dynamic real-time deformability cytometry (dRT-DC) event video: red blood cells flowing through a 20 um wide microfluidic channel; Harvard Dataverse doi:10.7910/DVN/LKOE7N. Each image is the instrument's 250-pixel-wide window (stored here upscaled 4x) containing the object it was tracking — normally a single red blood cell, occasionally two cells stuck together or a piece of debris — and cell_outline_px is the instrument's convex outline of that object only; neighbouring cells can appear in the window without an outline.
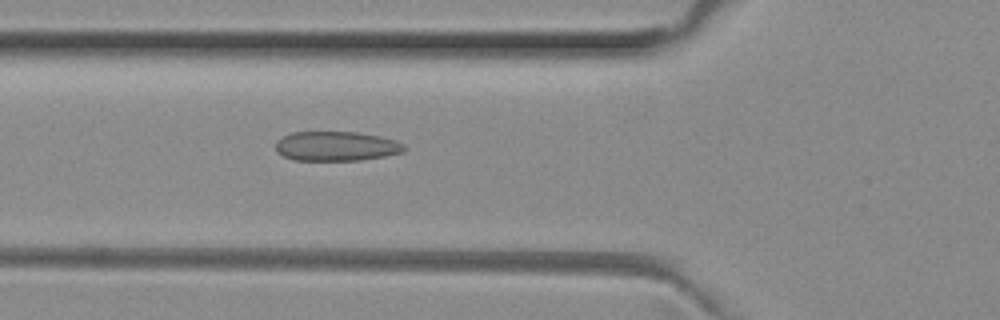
{"species": "common noctule bat (a hibernating species)", "species_latin": "Nyctalus noctula", "temperature_condition": "room temperature", "stored_images_in_passage": 30, "camera_frame_rate_fps": 3000, "um_per_image_px": 0.085, "animal": {"sex": "female", "body_mass_g": 29.2, "forearm_length_mm": 56.3}, "frame": {"image": 1, "passage_image": 3, "time_ms": 0.667, "image_size_px": [1000, 320], "cell_outline_px": [[404, 152], [384, 156], [360, 160], [292, 160], [276, 152], [276, 140], [292, 132], [356, 132], [380, 136], [396, 140], [404, 144]], "centroid_in_image_um": [28.57, 12.42], "position_along_channel_um": 97.2, "area_um2": 22.14}}
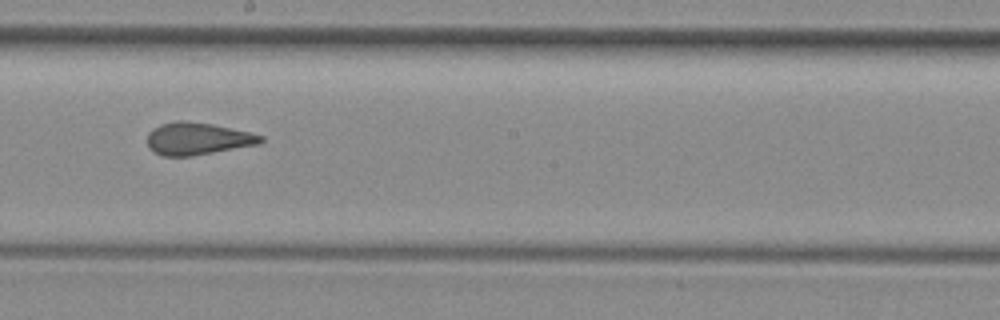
{"frame": {"image": 2, "passage_image": 13, "time_ms": 4.0, "image_size_px": [1000, 320], "cell_outline_px": [[264, 140], [260, 144], [192, 156], [164, 156], [148, 148], [148, 132], [152, 128], [160, 124], [176, 120], [184, 120], [212, 124], [248, 132], [264, 136]], "centroid_in_image_um": [16.78, 11.78], "position_along_channel_um": 231.4, "area_um2": 21.39}}
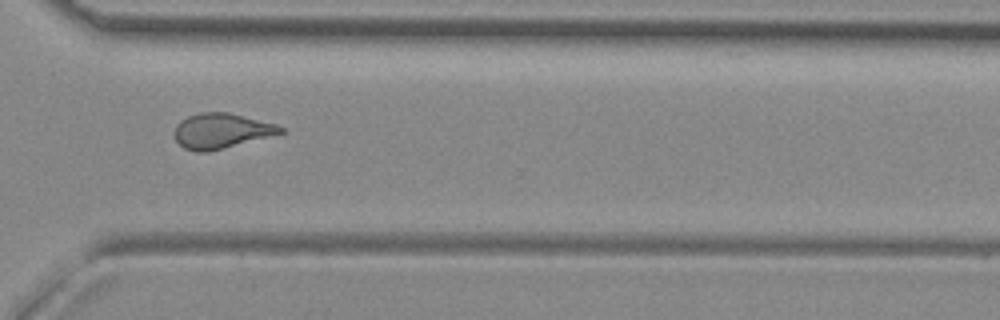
{"frame": {"image": 3, "passage_image": 22, "time_ms": 7.0, "image_size_px": [1000, 320], "cell_outline_px": [[284, 132], [208, 152], [196, 152], [184, 148], [176, 140], [176, 124], [180, 120], [188, 116], [200, 112], [228, 112], [276, 124], [284, 128]], "centroid_in_image_um": [18.79, 11.11], "position_along_channel_um": 351.8, "area_um2": 21.39}, "authors_computed_cell_mechanics": {"area_um2": 21.4727, "velocity_mm_per_s": 4.0147, "shape_relaxation_time_tau1_ms": null, "shape_relaxation_time_tau2_ms": 1.1208, "deformation_change_tau1": null, "deformation_change_tau2": 0.0731}}